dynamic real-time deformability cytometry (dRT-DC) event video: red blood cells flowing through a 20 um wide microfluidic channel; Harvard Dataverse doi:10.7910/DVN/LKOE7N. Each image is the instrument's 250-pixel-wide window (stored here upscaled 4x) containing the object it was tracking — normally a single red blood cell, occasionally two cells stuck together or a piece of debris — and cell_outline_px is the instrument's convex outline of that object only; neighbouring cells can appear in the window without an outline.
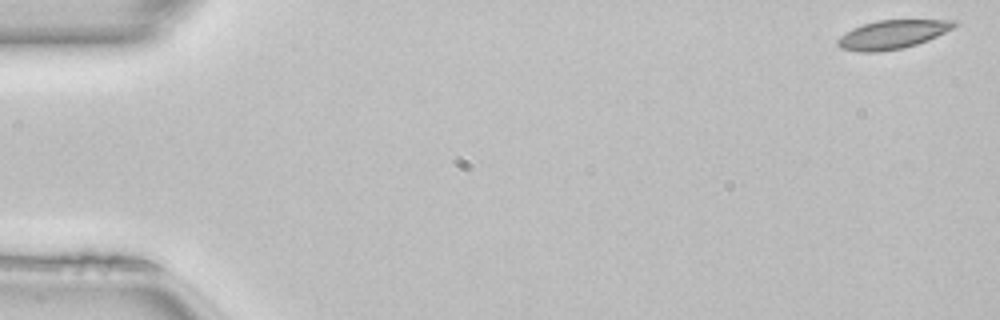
{"species": "common noctule bat (a hibernating species)", "species_latin": "Nyctalus noctula", "temperature_condition": "room temperature", "stored_images_in_passage": 50, "camera_frame_rate_fps": 3000, "um_per_image_px": 0.085, "animal": {"sex": "female", "body_mass_g": 22.7, "forearm_length_mm": 54.2}, "frame": {"image": 1, "passage_image": 1, "time_ms": 0.0, "image_size_px": [1000, 320], "cell_outline_px": [[956, 24], [952, 28], [928, 40], [904, 48], [876, 52], [860, 52], [840, 48], [836, 44], [836, 40], [840, 36], [852, 28], [876, 20], [956, 20]], "centroid_in_image_um": [75.8, 2.93], "position_along_channel_um": 9.2, "area_um2": 19.36}}
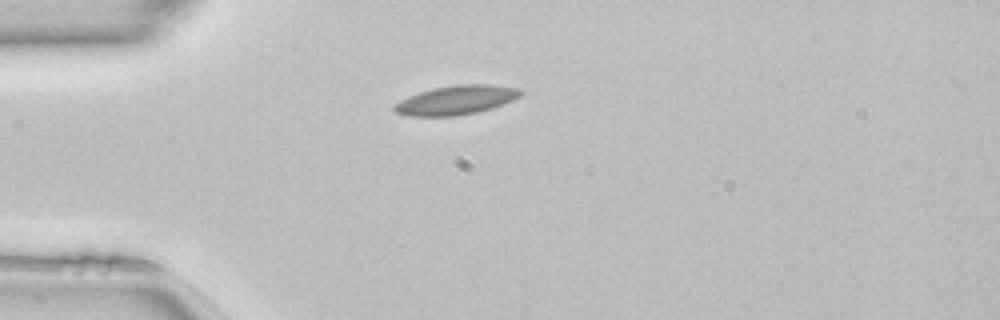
{"frame": {"image": 2, "passage_image": 13, "time_ms": 4.0, "image_size_px": [1000, 320], "cell_outline_px": [[524, 92], [520, 96], [512, 100], [492, 108], [476, 112], [456, 116], [408, 116], [396, 112], [392, 108], [392, 104], [408, 96], [432, 88], [456, 84], [488, 84], [520, 88]], "centroid_in_image_um": [38.75, 8.5], "position_along_channel_um": 46.2, "area_um2": 21.56}}
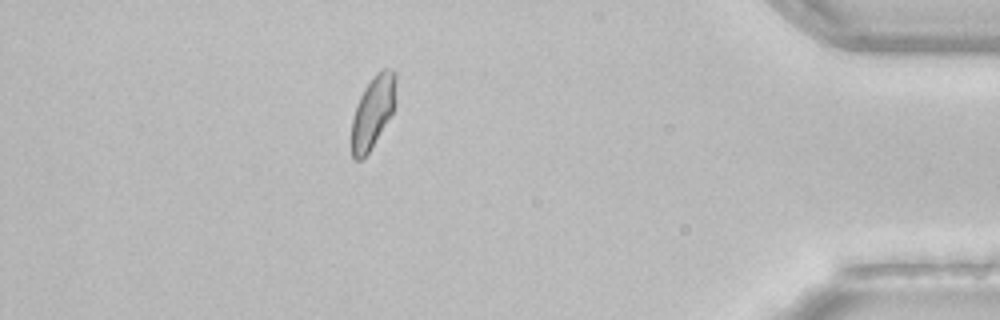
{"frame": {"image": 3, "passage_image": 44, "time_ms": 14.333, "image_size_px": [1000, 320], "cell_outline_px": [[396, 100], [392, 112], [368, 152], [360, 160], [352, 160], [352, 116], [360, 96], [364, 88], [372, 76], [380, 68], [392, 68], [396, 72]], "centroid_in_image_um": [31.7, 9.43], "position_along_channel_um": 403.5, "area_um2": 18.61}, "authors_computed_cell_mechanics": {"area_um2": 19.5653, "velocity_mm_per_s": 4.0796, "shape_relaxation_time_tau1_ms": 4.1671, "shape_relaxation_time_tau2_ms": 2.8191, "deformation_change_tau1": 0.0862, "deformation_change_tau2": 0.0523}}